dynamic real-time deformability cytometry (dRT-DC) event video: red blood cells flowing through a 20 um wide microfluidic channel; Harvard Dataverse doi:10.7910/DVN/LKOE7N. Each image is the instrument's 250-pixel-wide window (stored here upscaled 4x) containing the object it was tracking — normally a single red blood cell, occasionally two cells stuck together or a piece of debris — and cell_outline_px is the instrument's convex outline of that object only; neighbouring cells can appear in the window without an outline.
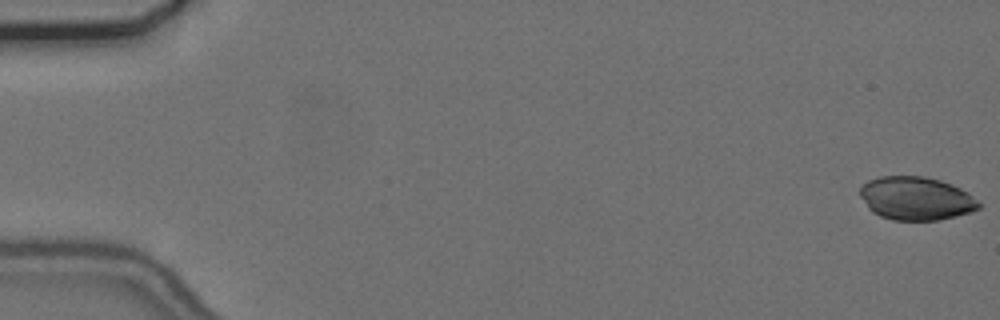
{"species": "common noctule bat (a hibernating species)", "species_latin": "Nyctalus noctula", "temperature_condition": "cold", "stored_images_in_passage": 56, "camera_frame_rate_fps": 3000, "um_per_image_px": 0.085, "animal": {"sex": "female", "body_mass_g": 24.6, "forearm_length_mm": 56.2}, "frame": {"image": 1, "passage_image": 1, "time_ms": 0.0, "image_size_px": [1000, 320], "cell_outline_px": [[984, 204], [980, 208], [972, 212], [940, 220], [892, 220], [880, 216], [872, 212], [868, 208], [860, 196], [860, 188], [868, 180], [880, 176], [924, 176], [940, 180], [952, 184], [968, 192]], "centroid_in_image_um": [77.9, 16.87], "position_along_channel_um": 7.1, "area_um2": 30.35}}
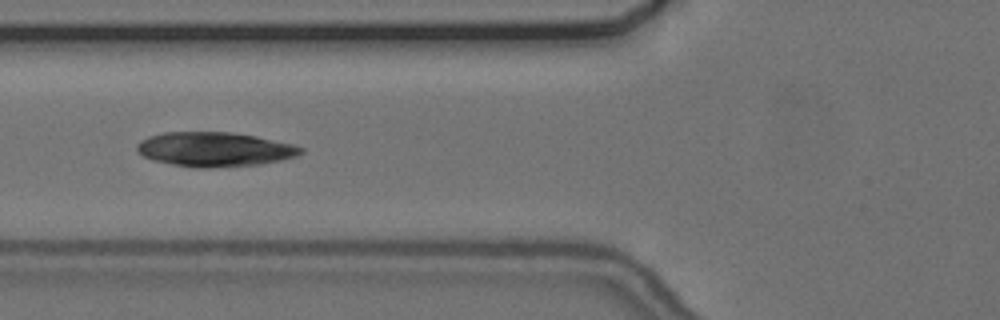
{"frame": {"image": 2, "passage_image": 22, "time_ms": 7.0, "image_size_px": [1000, 320], "cell_outline_px": [[304, 152], [296, 156], [280, 160], [260, 164], [212, 168], [196, 168], [172, 164], [152, 160], [144, 156], [136, 148], [136, 144], [140, 140], [148, 136], [164, 132], [232, 132], [256, 136], [292, 144], [304, 148]], "centroid_in_image_um": [18.23, 12.69], "position_along_channel_um": 107.6, "area_um2": 32.95}}
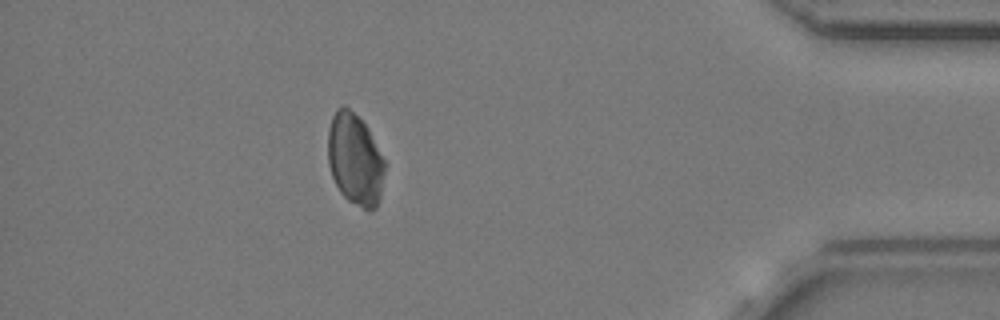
{"frame": {"image": 3, "passage_image": 50, "time_ms": 16.333, "image_size_px": [1000, 320], "cell_outline_px": [[384, 172], [380, 200], [376, 208], [372, 212], [368, 212], [348, 200], [340, 192], [332, 176], [328, 164], [328, 128], [332, 116], [336, 108], [344, 104], [368, 128], [384, 160]], "centroid_in_image_um": [30.17, 13.58], "position_along_channel_um": 405.0, "area_um2": 30.46}}